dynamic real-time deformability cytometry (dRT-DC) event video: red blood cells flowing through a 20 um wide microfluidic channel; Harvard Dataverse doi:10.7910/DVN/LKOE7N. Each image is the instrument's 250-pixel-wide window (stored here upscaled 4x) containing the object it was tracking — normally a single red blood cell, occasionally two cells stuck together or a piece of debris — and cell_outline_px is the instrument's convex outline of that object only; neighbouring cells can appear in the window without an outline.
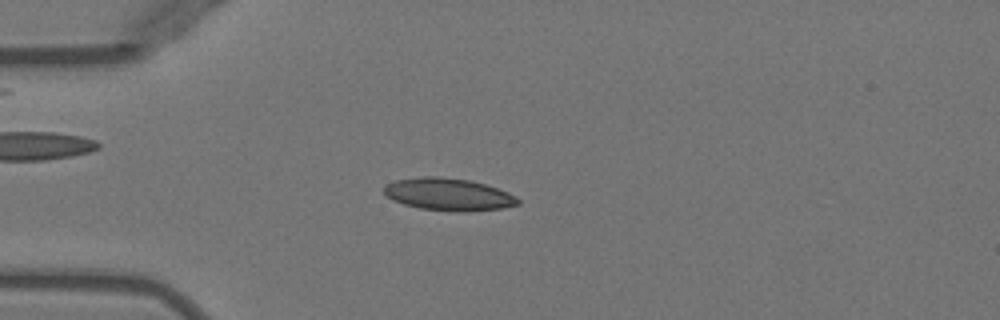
{"species": "Egyptian fruit bat (a non-hibernating species)", "species_latin": "Rousettus aegyptiacus", "temperature_condition": "warm", "stored_images_in_passage": 19, "camera_frame_rate_fps": 3000, "um_per_image_px": 0.085, "animal": {"sex": "female"}, "frame": {"image": 1, "passage_image": 13, "time_ms": 4.0, "image_size_px": [1000, 320], "cell_outline_px": [[520, 204], [504, 208], [420, 208], [404, 204], [392, 200], [384, 192], [384, 188], [388, 184], [396, 180], [420, 176], [436, 176], [468, 180], [484, 184], [508, 192], [516, 196], [520, 200]], "centroid_in_image_um": [38.09, 16.46], "position_along_channel_um": 46.9, "area_um2": 23.87}}
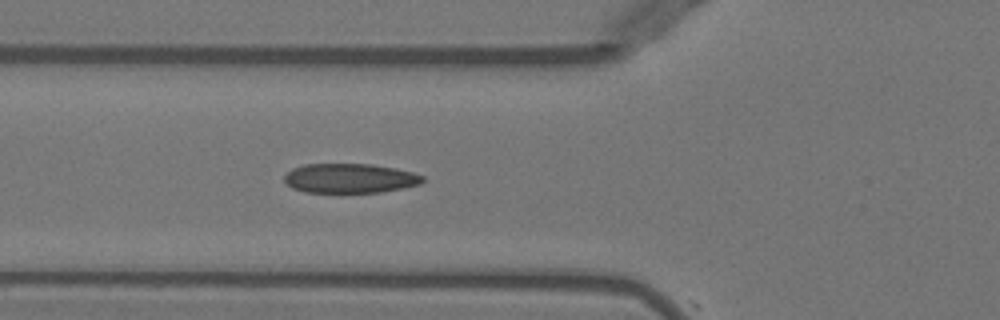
{"frame": {"image": 2, "passage_image": 18, "time_ms": 5.667, "image_size_px": [1000, 320], "cell_outline_px": [[424, 180], [420, 184], [380, 192], [304, 192], [292, 188], [284, 180], [284, 176], [292, 168], [304, 164], [372, 164], [396, 168], [412, 172], [424, 176]], "centroid_in_image_um": [29.73, 15.14], "position_along_channel_um": 96.1, "area_um2": 23.7}}